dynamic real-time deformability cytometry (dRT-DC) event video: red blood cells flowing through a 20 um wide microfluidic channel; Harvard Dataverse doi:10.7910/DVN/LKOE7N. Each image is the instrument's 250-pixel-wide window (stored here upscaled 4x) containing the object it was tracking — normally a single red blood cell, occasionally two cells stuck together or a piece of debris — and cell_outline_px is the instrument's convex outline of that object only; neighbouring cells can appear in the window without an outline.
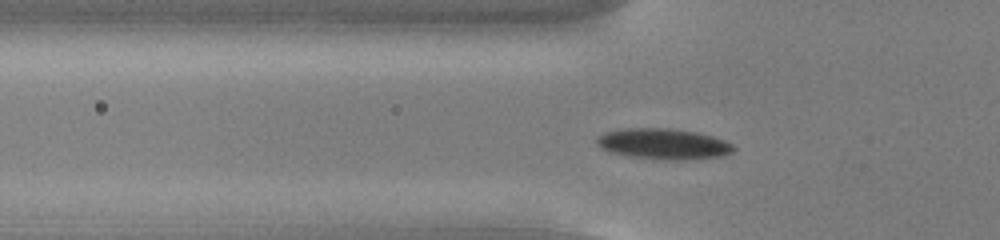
{"species": "common noctule bat (a hibernating species)", "species_latin": "Nyctalus noctula", "temperature_condition": "cold", "stored_images_in_passage": 52, "segment_of_instrument_passage": [1, 2], "camera_frame_rate_fps": 3000, "um_per_image_px": 0.085, "animal": {"sex": "male", "body_mass_g": 13.0, "forearm_length_mm": 53.1}, "frame": {"image": 1, "passage_image": 15, "time_ms": 4.667, "image_size_px": [1000, 240], "cell_outline_px": [[736, 148], [732, 152], [724, 156], [688, 160], [664, 160], [628, 156], [612, 152], [600, 148], [596, 144], [596, 136], [604, 132], [628, 128], [668, 128], [696, 132], [712, 136], [724, 140], [732, 144]], "centroid_in_image_um": [56.39, 12.24], "position_along_channel_um": 69.4, "area_um2": 24.74}}
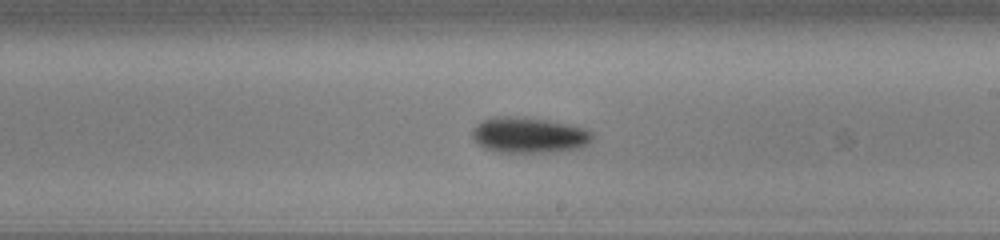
{"frame": {"image": 2, "passage_image": 29, "time_ms": 9.333, "image_size_px": [1000, 240], "cell_outline_px": [[592, 140], [588, 144], [580, 148], [552, 152], [500, 152], [484, 148], [472, 136], [472, 128], [476, 124], [484, 120], [496, 116], [524, 116], [548, 120], [568, 124], [584, 128], [592, 132]], "centroid_in_image_um": [44.97, 11.47], "position_along_channel_um": 244.0, "area_um2": 25.09}}
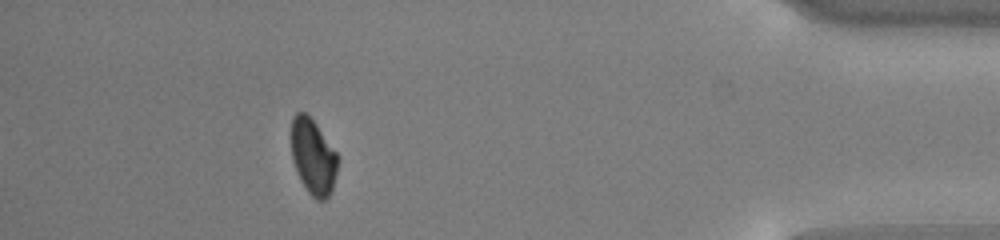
{"frame": {"image": 3, "passage_image": 46, "time_ms": 15.0, "image_size_px": [1000, 240], "cell_outline_px": [[340, 160], [332, 188], [328, 196], [324, 200], [316, 200], [308, 192], [300, 180], [292, 160], [292, 116], [296, 112], [304, 112], [316, 124], [340, 156]], "centroid_in_image_um": [26.64, 13.33], "position_along_channel_um": 408.6, "area_um2": 20.52}}